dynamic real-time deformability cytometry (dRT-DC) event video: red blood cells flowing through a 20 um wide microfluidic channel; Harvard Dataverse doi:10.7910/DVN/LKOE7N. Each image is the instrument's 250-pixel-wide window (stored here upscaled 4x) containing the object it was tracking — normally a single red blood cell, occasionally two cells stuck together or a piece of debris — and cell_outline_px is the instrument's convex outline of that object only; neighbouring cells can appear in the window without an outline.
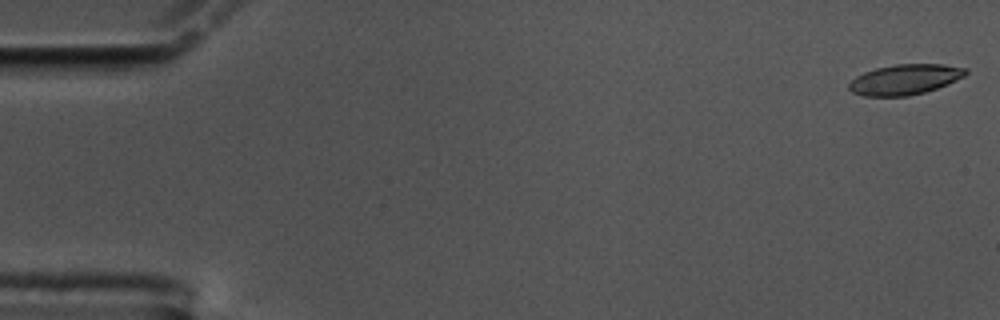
{"species": "common noctule bat (a hibernating species)", "species_latin": "Nyctalus noctula", "temperature_condition": "cold", "stored_images_in_passage": 58, "camera_frame_rate_fps": 3000, "um_per_image_px": 0.085, "animal": {"sex": "male", "body_mass_g": 17.5, "forearm_length_mm": 52.3}, "frame": {"image": 1, "passage_image": 1, "time_ms": 0.0, "image_size_px": [1000, 320], "cell_outline_px": [[968, 72], [964, 76], [948, 84], [924, 92], [908, 96], [864, 96], [852, 92], [848, 88], [848, 84], [856, 76], [864, 72], [876, 68], [896, 64], [944, 64], [968, 68]], "centroid_in_image_um": [76.92, 6.75], "position_along_channel_um": 8.1, "area_um2": 20.63}}
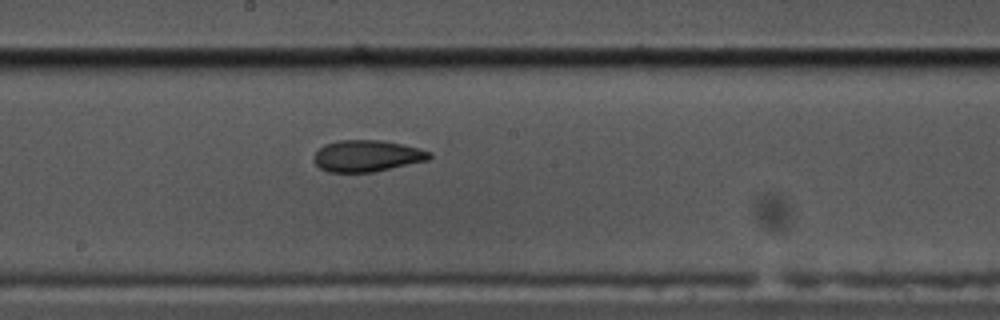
{"frame": {"image": 2, "passage_image": 31, "time_ms": 10.0, "image_size_px": [1000, 320], "cell_outline_px": [[432, 156], [428, 160], [372, 172], [328, 172], [320, 168], [312, 160], [312, 156], [324, 144], [336, 140], [380, 140], [400, 144], [432, 152]], "centroid_in_image_um": [31.14, 13.25], "position_along_channel_um": 217.1, "area_um2": 21.15}}
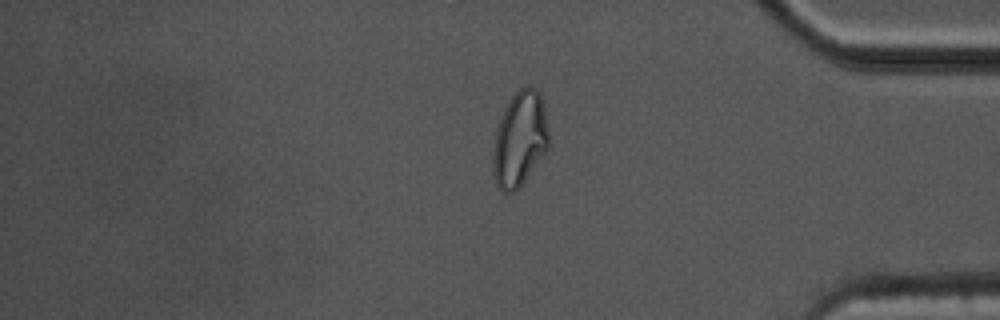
{"frame": {"image": 3, "passage_image": 48, "time_ms": 15.667, "image_size_px": [1000, 320], "cell_outline_px": [[548, 148], [516, 192], [504, 192], [496, 184], [492, 172], [492, 148], [496, 128], [500, 116], [504, 108], [512, 96], [520, 88], [528, 84], [536, 88], [540, 92], [544, 108], [548, 132]], "centroid_in_image_um": [44.14, 11.81], "position_along_channel_um": 391.1, "area_um2": 31.1}, "authors_computed_cell_mechanics": {"area_um2": 21.5594, "velocity_mm_per_s": 3.4721, "shape_relaxation_time_tau1_ms": 7.9127, "shape_relaxation_time_tau2_ms": 2.7467, "deformation_change_tau1": 0.1993, "deformation_change_tau2": 0.0816}}